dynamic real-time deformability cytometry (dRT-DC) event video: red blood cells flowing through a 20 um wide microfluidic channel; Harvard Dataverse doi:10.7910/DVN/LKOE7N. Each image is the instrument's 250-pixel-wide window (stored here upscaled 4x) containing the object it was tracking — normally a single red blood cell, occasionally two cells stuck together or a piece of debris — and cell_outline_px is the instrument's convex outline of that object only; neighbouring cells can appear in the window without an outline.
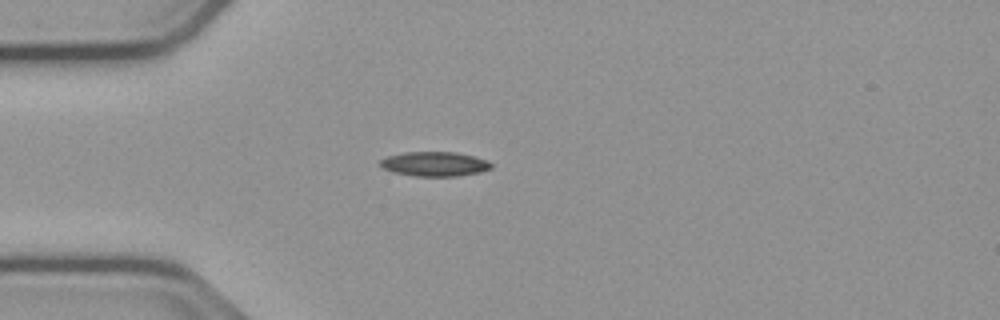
{"species": "common noctule bat (a hibernating species)", "species_latin": "Nyctalus noctula", "temperature_condition": "cold", "stored_images_in_passage": 41, "camera_frame_rate_fps": 3000, "um_per_image_px": 0.085, "animal": {"sex": "male", "body_mass_g": 23.1, "forearm_length_mm": 52.7}, "frame": {"image": 1, "passage_image": 1, "time_ms": 0.0, "image_size_px": [1000, 320], "cell_outline_px": [[492, 168], [480, 172], [456, 176], [416, 176], [392, 172], [384, 168], [380, 164], [380, 160], [388, 156], [404, 152], [456, 152], [488, 160], [492, 164]], "centroid_in_image_um": [36.95, 13.94], "position_along_channel_um": 48.0, "area_um2": 15.78}}
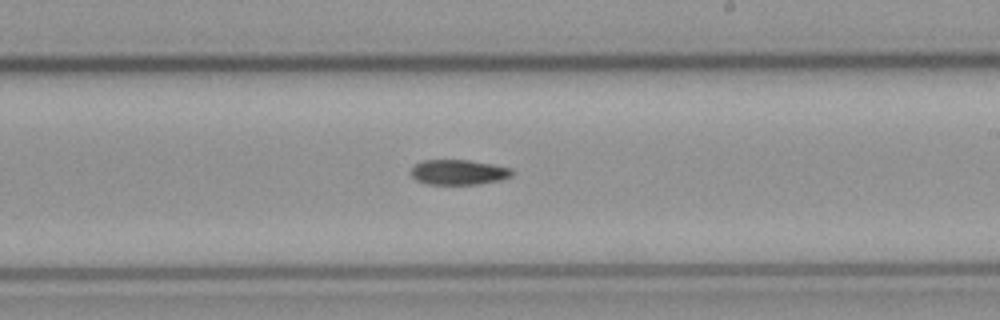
{"frame": {"image": 2, "passage_image": 18, "time_ms": 5.667, "image_size_px": [1000, 320], "cell_outline_px": [[512, 176], [500, 180], [476, 184], [428, 184], [416, 180], [412, 176], [412, 168], [416, 164], [424, 160], [468, 160], [492, 164], [512, 168]], "centroid_in_image_um": [38.99, 14.63], "position_along_channel_um": 250.0, "area_um2": 14.62}}
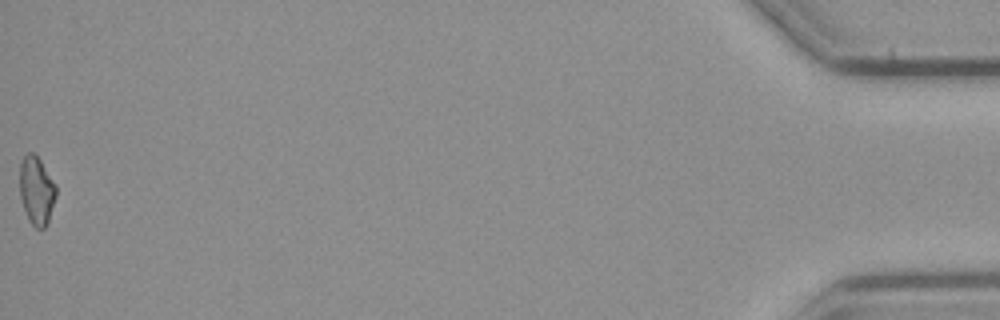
{"frame": {"image": 3, "passage_image": 41, "time_ms": 13.333, "image_size_px": [1000, 320], "cell_outline_px": [[56, 196], [48, 224], [44, 228], [36, 228], [28, 220], [20, 196], [20, 164], [24, 156], [28, 152], [32, 152], [40, 160], [56, 184]], "centroid_in_image_um": [3.12, 16.21], "position_along_channel_um": 432.1, "area_um2": 14.45}}